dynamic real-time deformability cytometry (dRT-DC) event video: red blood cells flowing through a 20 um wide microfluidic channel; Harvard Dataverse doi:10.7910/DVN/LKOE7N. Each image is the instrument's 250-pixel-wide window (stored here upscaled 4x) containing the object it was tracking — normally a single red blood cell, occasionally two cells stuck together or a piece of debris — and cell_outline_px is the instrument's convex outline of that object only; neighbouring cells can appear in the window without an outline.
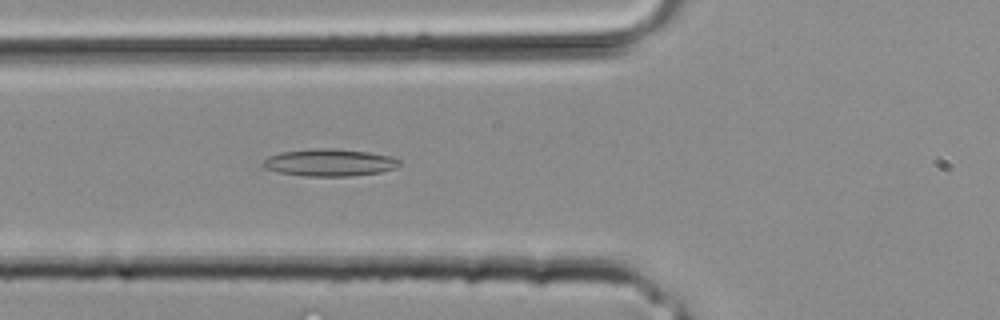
{"species": "common noctule bat (a hibernating species)", "species_latin": "Nyctalus noctula", "temperature_condition": "room temperature", "stored_images_in_passage": 8, "camera_frame_rate_fps": 3000, "um_per_image_px": 0.085, "animal": {"sex": "male", "body_mass_g": 20.4}, "frame": {"image": 1, "passage_image": 8, "time_ms": 2.333, "image_size_px": [1000, 320], "cell_outline_px": [[400, 164], [396, 168], [380, 172], [348, 176], [304, 176], [280, 172], [264, 168], [260, 164], [268, 156], [280, 152], [312, 148], [336, 148], [368, 152], [392, 156], [400, 160]], "centroid_in_image_um": [27.99, 13.8], "position_along_channel_um": 97.8, "area_um2": 21.79}}